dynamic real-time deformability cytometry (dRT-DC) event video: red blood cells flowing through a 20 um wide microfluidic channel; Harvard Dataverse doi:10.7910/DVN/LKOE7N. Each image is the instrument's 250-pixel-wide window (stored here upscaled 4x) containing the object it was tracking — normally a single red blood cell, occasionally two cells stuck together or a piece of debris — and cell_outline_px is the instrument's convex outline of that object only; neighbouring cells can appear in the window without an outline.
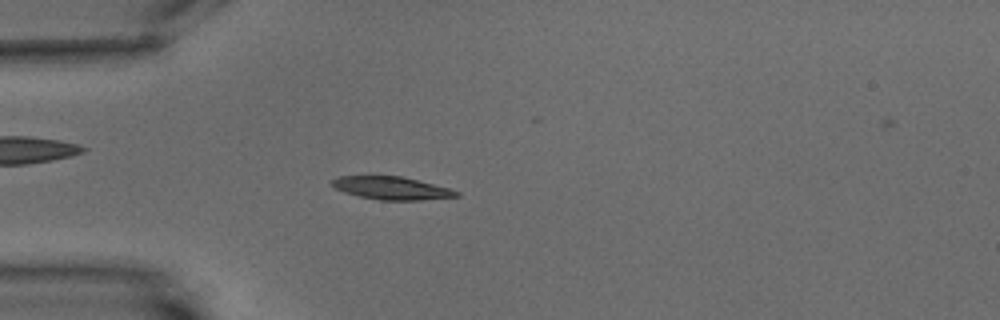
{"species": "common noctule bat (a hibernating species)", "species_latin": "Nyctalus noctula", "temperature_condition": "warm", "stored_images_in_passage": 4, "camera_frame_rate_fps": 3000, "um_per_image_px": 0.085, "animal": {"sex": "male", "body_mass_g": 15.6}, "frame": {"image": 1, "passage_image": 3, "time_ms": 2.333, "image_size_px": [1000, 320], "cell_outline_px": [[460, 196], [420, 200], [380, 200], [360, 196], [344, 192], [336, 188], [332, 184], [332, 180], [340, 176], [400, 176], [448, 188], [460, 192]], "centroid_in_image_um": [33.29, 15.99], "position_along_channel_um": 51.7, "area_um2": 16.24}}